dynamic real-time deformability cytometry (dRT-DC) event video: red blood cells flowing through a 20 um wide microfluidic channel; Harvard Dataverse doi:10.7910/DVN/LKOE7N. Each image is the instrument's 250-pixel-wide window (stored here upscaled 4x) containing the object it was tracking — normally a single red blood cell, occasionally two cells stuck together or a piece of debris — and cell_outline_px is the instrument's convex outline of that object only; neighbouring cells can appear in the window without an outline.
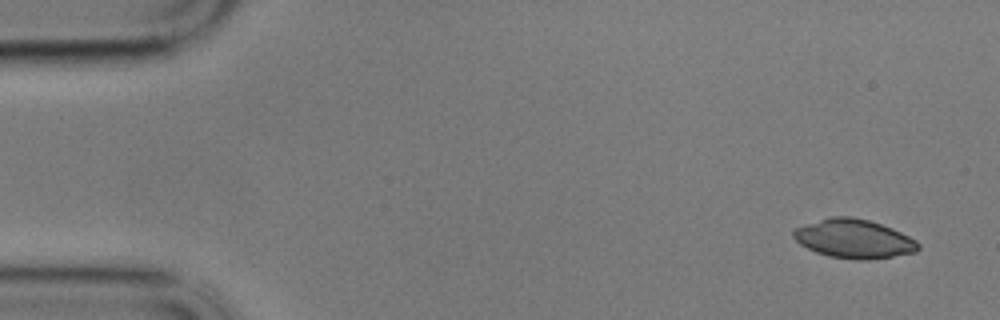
{"species": "common noctule bat (a hibernating species)", "species_latin": "Nyctalus noctula", "temperature_condition": "cold", "stored_images_in_passage": 15, "camera_frame_rate_fps": 3000, "um_per_image_px": 0.085, "animal": {"sex": "male", "body_mass_g": 17.9}, "frame": {"image": 1, "passage_image": 1, "time_ms": 0.0, "image_size_px": [1000, 320], "cell_outline_px": [[920, 248], [916, 252], [868, 260], [856, 260], [828, 256], [816, 252], [800, 244], [792, 236], [792, 232], [796, 228], [804, 224], [832, 216], [852, 216], [868, 220], [892, 228], [916, 240], [920, 244]], "centroid_in_image_um": [72.57, 20.29], "position_along_channel_um": 12.4, "area_um2": 28.26}}